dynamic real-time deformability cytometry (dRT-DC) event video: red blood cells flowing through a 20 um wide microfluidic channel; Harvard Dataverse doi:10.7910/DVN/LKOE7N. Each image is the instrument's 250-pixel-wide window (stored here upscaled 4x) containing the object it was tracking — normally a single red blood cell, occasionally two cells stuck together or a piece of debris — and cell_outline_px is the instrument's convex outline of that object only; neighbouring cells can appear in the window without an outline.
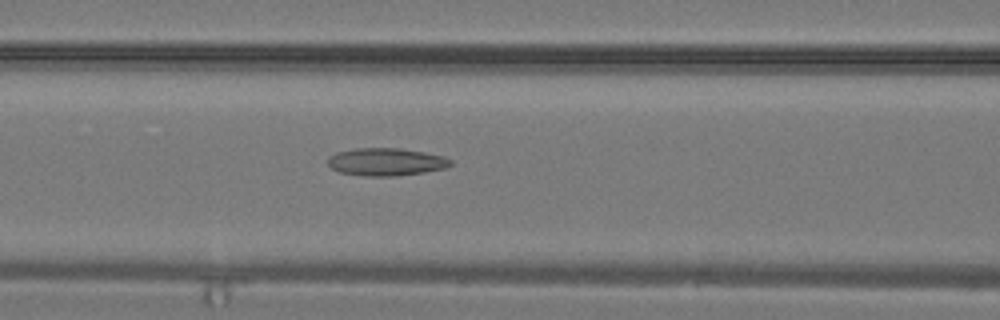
{"species": "common noctule bat (a hibernating species)", "species_latin": "Nyctalus noctula", "temperature_condition": "warm", "stored_images_in_passage": 17, "camera_frame_rate_fps": 3000, "um_per_image_px": 0.085, "animal": {"sex": "male", "body_mass_g": 19.2, "forearm_length_mm": 51.8}, "frame": {"image": 1, "passage_image": 9, "time_ms": 2.667, "image_size_px": [1000, 320], "cell_outline_px": [[452, 164], [444, 168], [424, 172], [396, 176], [368, 176], [340, 172], [332, 168], [328, 164], [328, 160], [336, 152], [356, 148], [400, 148], [424, 152], [444, 156], [452, 160]], "centroid_in_image_um": [32.84, 13.75], "position_along_channel_um": 133.8, "area_um2": 19.65}}
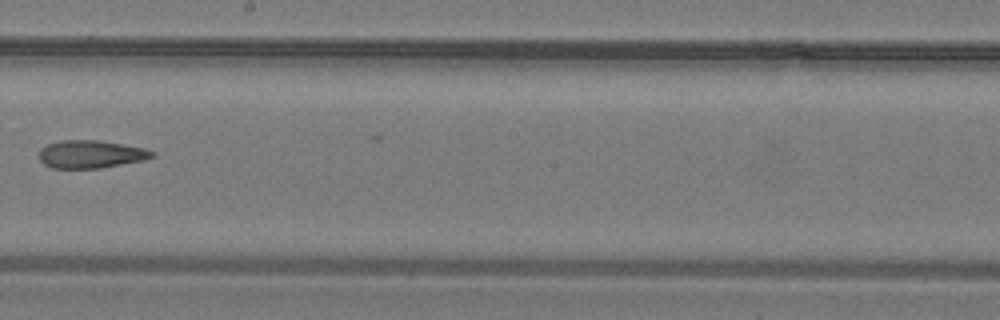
{"frame": {"image": 2, "passage_image": 14, "time_ms": 4.333, "image_size_px": [1000, 320], "cell_outline_px": [[156, 156], [144, 160], [100, 168], [52, 168], [44, 164], [40, 160], [40, 148], [48, 144], [60, 140], [96, 140], [144, 148], [156, 152]], "centroid_in_image_um": [7.73, 13.11], "position_along_channel_um": 240.5, "area_um2": 18.26}}
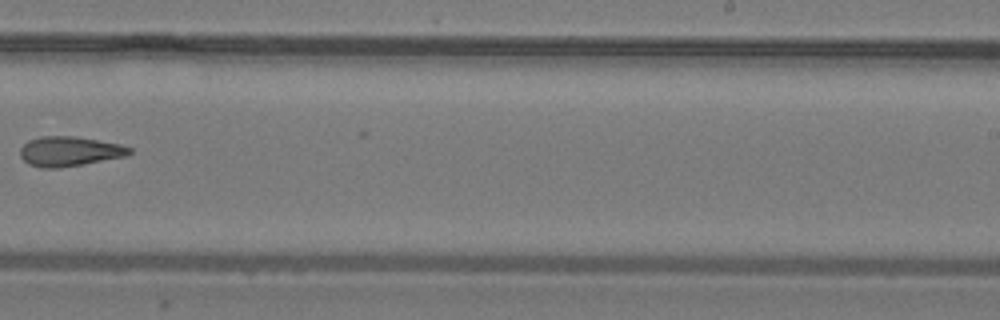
{"frame": {"image": 3, "passage_image": 16, "time_ms": 5.0, "image_size_px": [1000, 320], "cell_outline_px": [[132, 152], [128, 156], [84, 164], [60, 168], [40, 168], [28, 164], [20, 156], [20, 148], [28, 140], [40, 136], [76, 136], [120, 144], [132, 148]], "centroid_in_image_um": [5.91, 12.87], "position_along_channel_um": 283.1, "area_um2": 19.19}}